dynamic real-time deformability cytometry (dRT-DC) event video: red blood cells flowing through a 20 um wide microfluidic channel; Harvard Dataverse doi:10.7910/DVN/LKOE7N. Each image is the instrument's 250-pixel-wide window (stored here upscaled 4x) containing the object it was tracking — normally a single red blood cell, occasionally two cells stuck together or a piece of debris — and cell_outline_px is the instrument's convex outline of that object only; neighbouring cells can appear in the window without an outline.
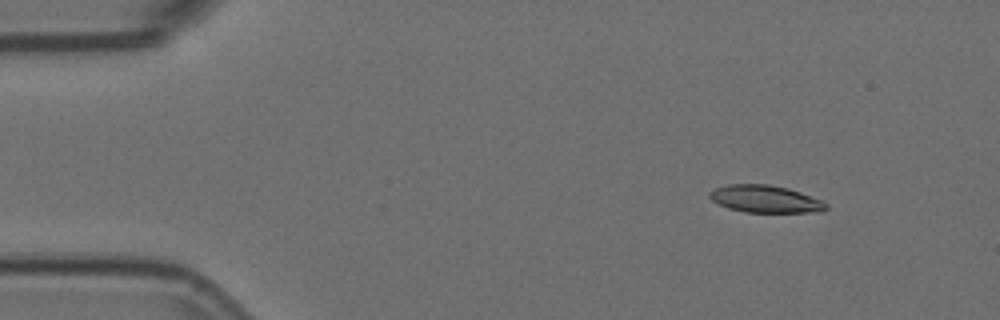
{"species": "Egyptian fruit bat (a non-hibernating species)", "species_latin": "Rousettus aegyptiacus", "temperature_condition": "room temperature", "stored_images_in_passage": 5, "camera_frame_rate_fps": 3000, "um_per_image_px": 0.085, "animal": {"sex": "female"}, "frame": {"image": 1, "passage_image": 2, "time_ms": 0.333, "image_size_px": [1000, 320], "cell_outline_px": [[828, 208], [824, 212], [744, 212], [728, 208], [712, 200], [708, 196], [708, 192], [716, 188], [728, 184], [768, 184], [788, 188], [824, 200], [828, 204]], "centroid_in_image_um": [65.1, 16.91], "position_along_channel_um": 19.9, "area_um2": 18.73}}
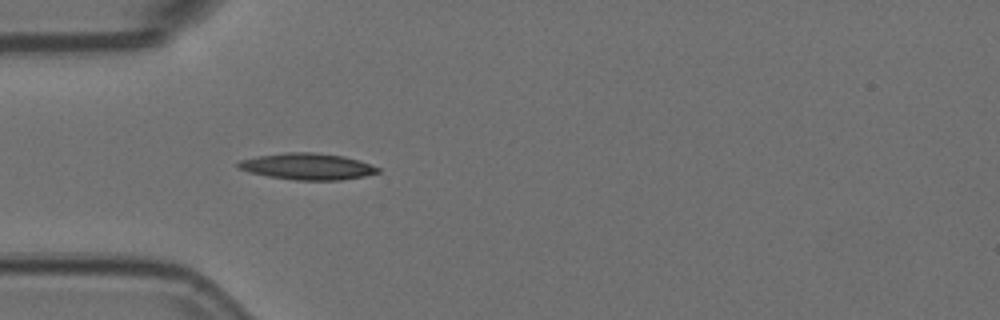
{"frame": {"image": 2, "passage_image": 5, "time_ms": 1.333, "image_size_px": [1000, 320], "cell_outline_px": [[380, 172], [364, 176], [340, 180], [296, 180], [268, 176], [248, 172], [236, 168], [236, 164], [240, 160], [256, 156], [284, 152], [312, 152], [344, 156], [360, 160], [380, 168]], "centroid_in_image_um": [26.1, 14.14], "position_along_channel_um": 58.9, "area_um2": 21.68}}